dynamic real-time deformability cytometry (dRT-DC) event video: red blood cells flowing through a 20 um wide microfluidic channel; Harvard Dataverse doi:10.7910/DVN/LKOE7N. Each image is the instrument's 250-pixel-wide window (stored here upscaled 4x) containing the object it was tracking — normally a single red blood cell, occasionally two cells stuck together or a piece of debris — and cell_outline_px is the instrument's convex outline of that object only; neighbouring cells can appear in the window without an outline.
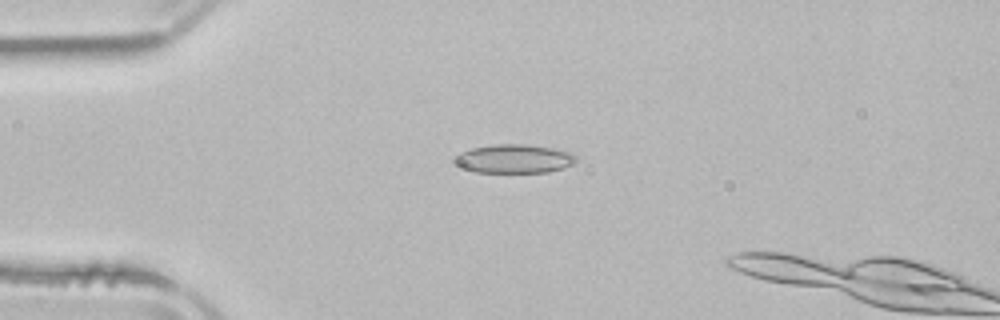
{"species": "common noctule bat (a hibernating species)", "species_latin": "Nyctalus noctula", "temperature_condition": "room temperature", "stored_images_in_passage": 4, "camera_frame_rate_fps": 3000, "um_per_image_px": 0.085, "animal": {"sex": "male", "body_mass_g": 21.5, "forearm_length_mm": 52.0}, "frame": {"image": 1, "passage_image": 3, "time_ms": 2.667, "image_size_px": [1000, 320], "cell_outline_px": [[576, 160], [572, 164], [564, 168], [548, 172], [476, 172], [464, 168], [456, 164], [456, 156], [460, 152], [468, 148], [492, 144], [524, 144], [552, 148], [572, 152], [576, 156]], "centroid_in_image_um": [43.71, 13.48], "position_along_channel_um": 41.3, "area_um2": 20.35}}